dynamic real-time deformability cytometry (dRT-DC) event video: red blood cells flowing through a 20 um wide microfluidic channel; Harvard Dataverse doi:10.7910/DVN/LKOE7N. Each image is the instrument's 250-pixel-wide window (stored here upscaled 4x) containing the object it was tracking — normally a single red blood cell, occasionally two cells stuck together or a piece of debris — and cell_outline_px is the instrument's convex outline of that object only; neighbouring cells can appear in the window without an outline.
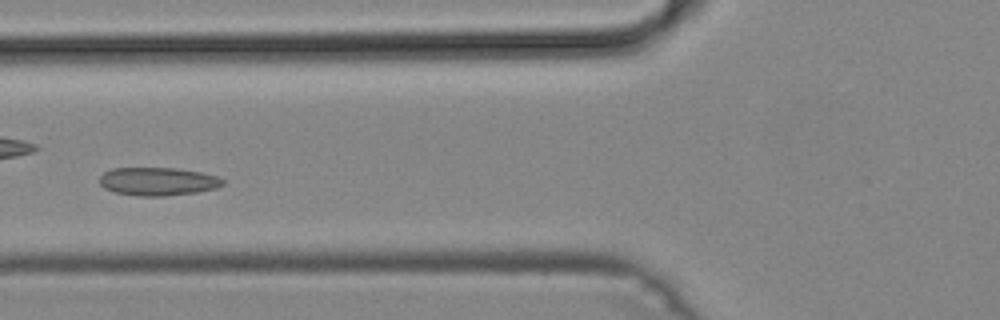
{"species": "common noctule bat (a hibernating species)", "species_latin": "Nyctalus noctula", "temperature_condition": "cold", "stored_images_in_passage": 46, "camera_frame_rate_fps": 3000, "um_per_image_px": 0.085, "animal": {"sex": "male", "body_mass_g": 19.2, "forearm_length_mm": 51.8}, "frame": {"image": 1, "passage_image": 14, "time_ms": 4.333, "image_size_px": [1000, 320], "cell_outline_px": [[224, 184], [216, 188], [196, 192], [164, 196], [136, 196], [116, 192], [104, 188], [100, 184], [100, 176], [104, 172], [112, 168], [176, 168], [200, 172], [216, 176], [224, 180]], "centroid_in_image_um": [13.4, 15.42], "position_along_channel_um": 112.4, "area_um2": 20.17}}
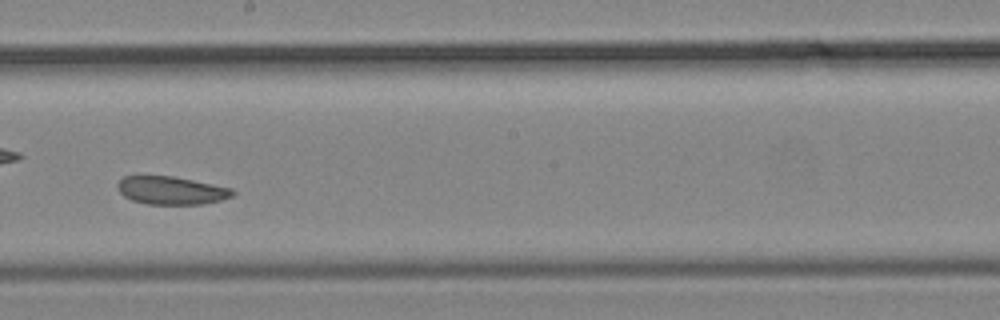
{"frame": {"image": 2, "passage_image": 23, "time_ms": 7.333, "image_size_px": [1000, 320], "cell_outline_px": [[236, 192], [232, 196], [220, 200], [204, 204], [148, 204], [132, 200], [124, 196], [120, 192], [116, 184], [124, 176], [172, 176], [232, 188]], "centroid_in_image_um": [14.56, 16.19], "position_along_channel_um": 233.6, "area_um2": 18.67}}
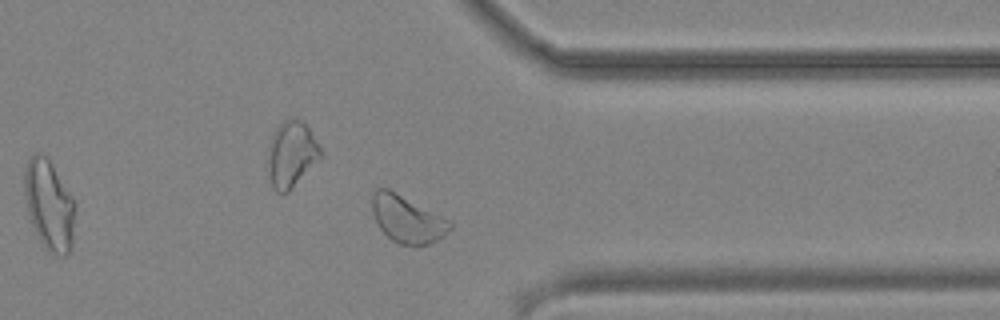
{"frame": {"image": 3, "passage_image": 34, "time_ms": 11.0, "image_size_px": [1000, 320], "cell_outline_px": [[452, 228], [444, 236], [428, 244], [400, 244], [392, 240], [380, 228], [372, 212], [372, 196], [376, 188], [388, 188], [396, 192], [448, 220], [452, 224]], "centroid_in_image_um": [34.59, 18.61], "position_along_channel_um": 376.8, "area_um2": 20.87}}